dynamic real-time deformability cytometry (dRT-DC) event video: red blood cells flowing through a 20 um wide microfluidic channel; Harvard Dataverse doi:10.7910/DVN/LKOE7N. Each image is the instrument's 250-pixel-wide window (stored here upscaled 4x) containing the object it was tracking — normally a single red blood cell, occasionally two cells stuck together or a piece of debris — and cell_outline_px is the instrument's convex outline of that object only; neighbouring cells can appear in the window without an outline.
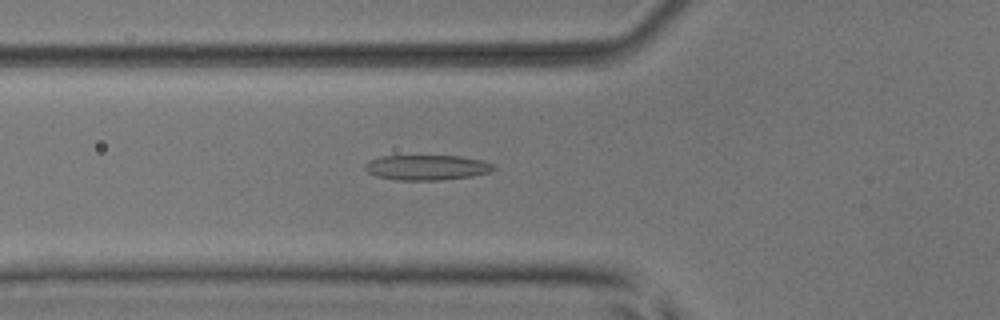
{"species": "common noctule bat (a hibernating species)", "species_latin": "Nyctalus noctula", "temperature_condition": "room temperature", "stored_images_in_passage": 53, "camera_frame_rate_fps": 3000, "um_per_image_px": 0.085, "animal": {"sex": "male", "body_mass_g": 17.9, "forearm_length_mm": 54.2}, "frame": {"image": 1, "passage_image": 20, "time_ms": 6.333, "image_size_px": [1000, 320], "cell_outline_px": [[496, 168], [488, 172], [472, 176], [440, 180], [396, 180], [376, 176], [368, 172], [364, 168], [364, 164], [368, 160], [380, 156], [460, 156], [484, 160], [492, 164]], "centroid_in_image_um": [36.25, 14.23], "position_along_channel_um": 89.6, "area_um2": 18.9}}
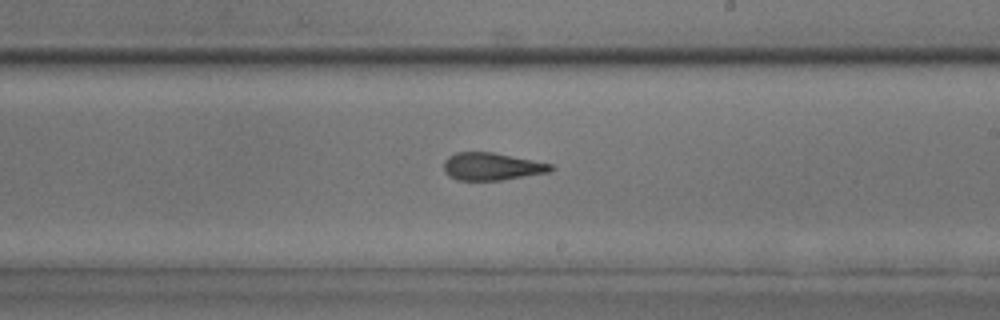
{"frame": {"image": 2, "passage_image": 32, "time_ms": 10.333, "image_size_px": [1000, 320], "cell_outline_px": [[556, 168], [552, 172], [504, 180], [456, 180], [448, 176], [444, 172], [444, 160], [448, 156], [456, 152], [492, 152], [552, 164]], "centroid_in_image_um": [41.81, 14.16], "position_along_channel_um": 247.2, "area_um2": 17.4}}
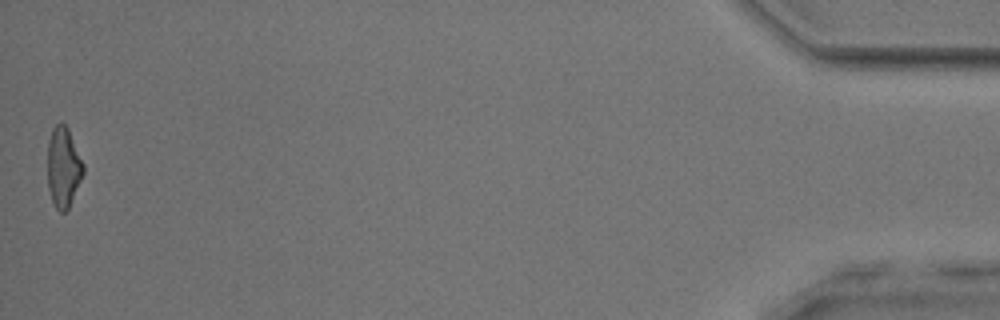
{"frame": {"image": 3, "passage_image": 53, "time_ms": 17.333, "image_size_px": [1000, 320], "cell_outline_px": [[84, 172], [68, 208], [64, 212], [60, 212], [56, 208], [52, 200], [48, 188], [48, 140], [52, 128], [56, 124], [64, 124], [68, 128], [84, 164]], "centroid_in_image_um": [5.38, 14.2], "position_along_channel_um": 429.8, "area_um2": 16.53}, "authors_computed_cell_mechanics": {"area_um2": 18.0336, "velocity_mm_per_s": 3.9376, "shape_relaxation_time_tau1_ms": 7.0259, "shape_relaxation_time_tau2_ms": 2.3996, "deformation_change_tau1": 0.1699, "deformation_change_tau2": 0.1318}}